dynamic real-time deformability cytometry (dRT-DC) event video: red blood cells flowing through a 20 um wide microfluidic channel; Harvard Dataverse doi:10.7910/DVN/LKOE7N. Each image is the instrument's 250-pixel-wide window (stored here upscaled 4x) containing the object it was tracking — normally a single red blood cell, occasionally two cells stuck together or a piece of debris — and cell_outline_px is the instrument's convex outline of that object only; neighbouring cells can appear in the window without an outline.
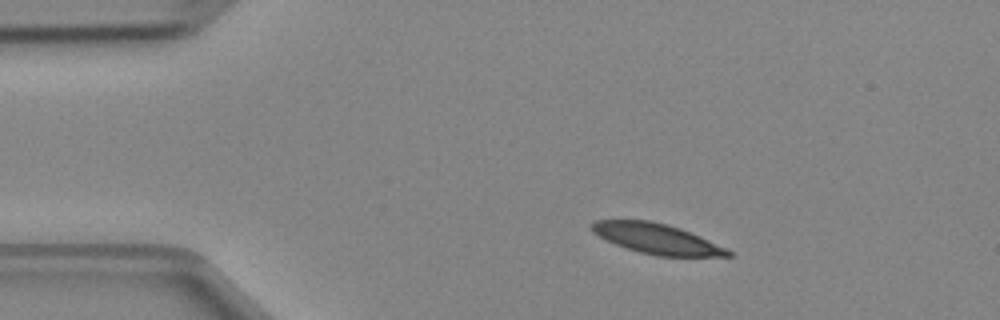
{"species": "Egyptian fruit bat (a non-hibernating species)", "species_latin": "Rousettus aegyptiacus", "temperature_condition": "cold", "stored_images_in_passage": 40, "camera_frame_rate_fps": 3000, "um_per_image_px": 0.085, "animal": {"sex": "female"}, "frame": {"image": 1, "passage_image": 1, "time_ms": 0.0, "image_size_px": [1000, 320], "cell_outline_px": [[732, 256], [660, 256], [640, 252], [616, 244], [592, 232], [592, 224], [596, 220], [652, 220], [668, 224], [680, 228], [724, 248], [732, 252]], "centroid_in_image_um": [55.8, 20.28], "position_along_channel_um": 29.2, "area_um2": 23.35}}
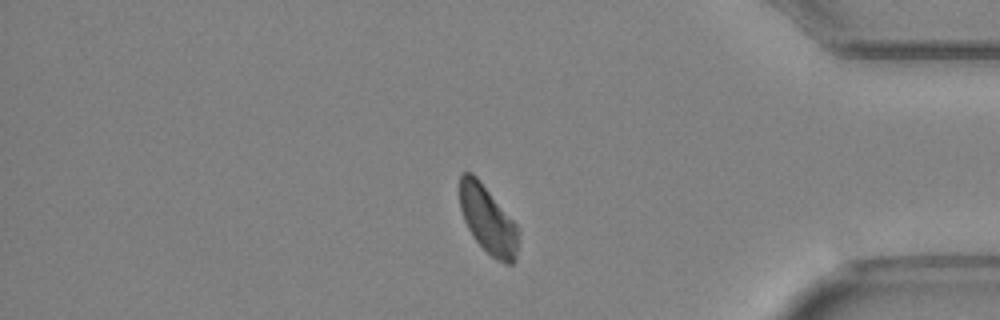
{"frame": {"image": 2, "passage_image": 33, "time_ms": 10.667, "image_size_px": [1000, 320], "cell_outline_px": [[516, 260], [512, 264], [504, 264], [496, 260], [472, 236], [464, 220], [460, 208], [460, 172], [472, 172], [480, 180], [516, 224]], "centroid_in_image_um": [41.43, 18.66], "position_along_channel_um": 393.8, "area_um2": 22.72}}
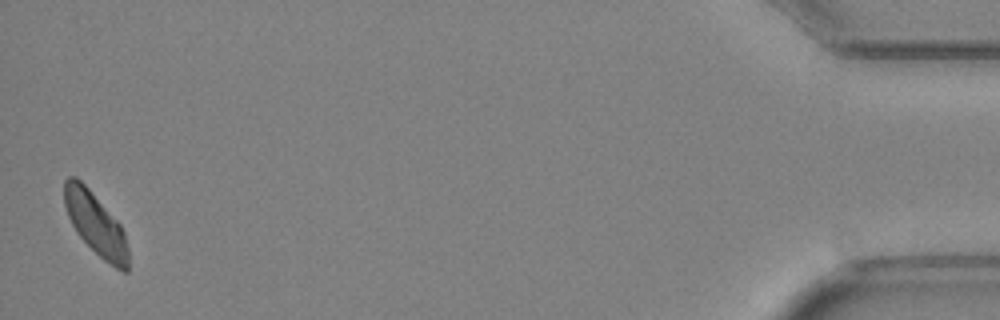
{"frame": {"image": 3, "passage_image": 40, "time_ms": 13.0, "image_size_px": [1000, 320], "cell_outline_px": [[128, 272], [124, 272], [116, 268], [104, 260], [76, 232], [68, 216], [64, 204], [64, 180], [68, 176], [76, 176], [88, 188], [120, 224], [124, 232], [128, 248]], "centroid_in_image_um": [8.12, 19.02], "position_along_channel_um": 427.1, "area_um2": 22.89}}